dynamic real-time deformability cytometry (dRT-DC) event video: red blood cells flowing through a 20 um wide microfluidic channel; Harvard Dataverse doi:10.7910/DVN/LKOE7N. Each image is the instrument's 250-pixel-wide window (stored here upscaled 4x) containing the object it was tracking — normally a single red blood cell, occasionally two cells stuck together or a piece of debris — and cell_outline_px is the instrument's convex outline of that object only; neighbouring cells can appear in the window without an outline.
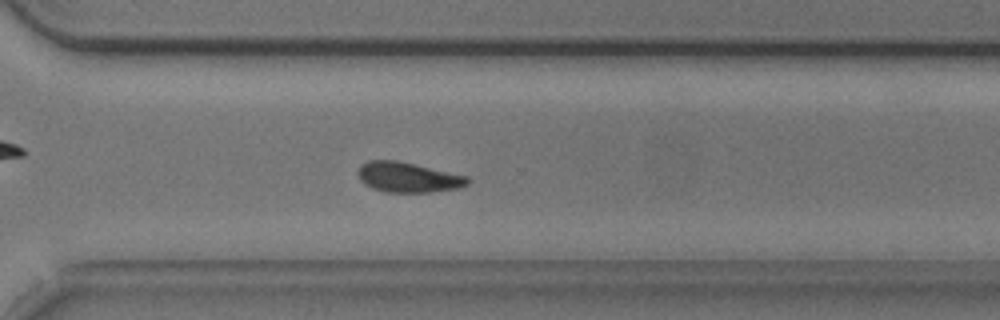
{"species": "common noctule bat (a hibernating species)", "species_latin": "Nyctalus noctula", "temperature_condition": "cold", "stored_images_in_passage": 53, "camera_frame_rate_fps": 3000, "um_per_image_px": 0.085, "animal": {"sex": "male", "body_mass_g": 20.5, "forearm_length_mm": 52.5}, "frame": {"image": 1, "passage_image": 38, "time_ms": 12.333, "image_size_px": [1000, 320], "cell_outline_px": [[472, 180], [468, 184], [460, 188], [432, 192], [384, 192], [372, 188], [364, 184], [360, 180], [356, 172], [360, 164], [368, 160], [396, 160], [468, 176]], "centroid_in_image_um": [34.67, 15.07], "position_along_channel_um": 335.9, "area_um2": 19.48}}
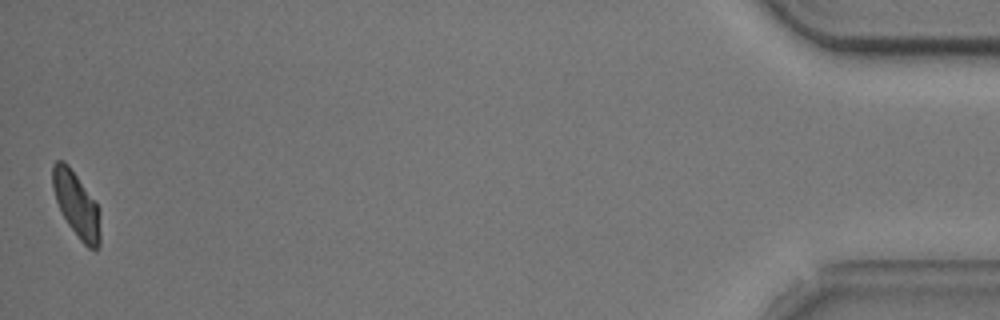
{"frame": {"image": 2, "passage_image": 53, "time_ms": 17.333, "image_size_px": [1000, 320], "cell_outline_px": [[100, 244], [96, 252], [88, 248], [80, 240], [68, 224], [56, 200], [52, 188], [52, 164], [56, 160], [64, 160], [68, 164], [96, 200], [100, 208]], "centroid_in_image_um": [6.53, 17.39], "position_along_channel_um": 428.7, "area_um2": 18.5}, "authors_computed_cell_mechanics": {"area_um2": 19.363, "velocity_mm_per_s": 3.7107, "shape_relaxation_time_tau1_ms": 2.2734, "shape_relaxation_time_tau2_ms": null, "deformation_change_tau1": 0.1096, "deformation_change_tau2": null}}